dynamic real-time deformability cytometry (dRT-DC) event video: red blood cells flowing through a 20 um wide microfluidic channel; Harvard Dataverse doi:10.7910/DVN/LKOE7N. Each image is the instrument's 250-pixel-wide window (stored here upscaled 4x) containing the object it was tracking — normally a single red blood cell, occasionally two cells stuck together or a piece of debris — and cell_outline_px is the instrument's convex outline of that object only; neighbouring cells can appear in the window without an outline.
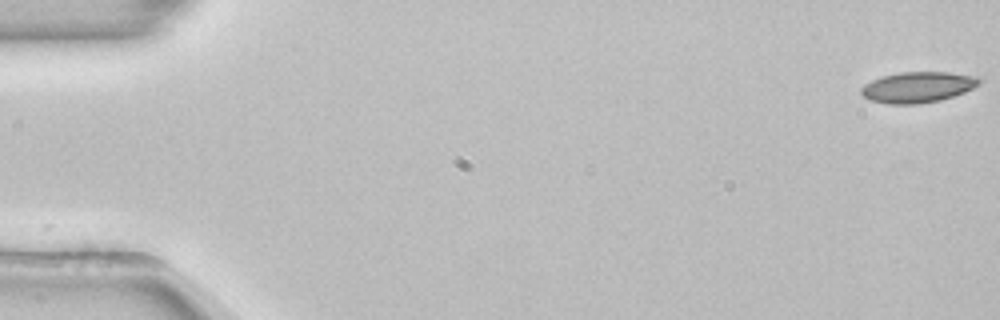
{"species": "common noctule bat (a hibernating species)", "species_latin": "Nyctalus noctula", "temperature_condition": "room temperature", "stored_images_in_passage": 53, "camera_frame_rate_fps": 3000, "um_per_image_px": 0.085, "animal": {"sex": "female", "body_mass_g": 22.7, "forearm_length_mm": 54.2}, "frame": {"image": 1, "passage_image": 1, "time_ms": 0.0, "image_size_px": [1000, 320], "cell_outline_px": [[980, 84], [964, 92], [940, 100], [916, 104], [888, 104], [868, 100], [860, 92], [860, 88], [864, 84], [872, 80], [884, 76], [900, 72], [948, 72], [976, 76], [980, 80]], "centroid_in_image_um": [77.98, 7.41], "position_along_channel_um": 7.0, "area_um2": 21.1}}
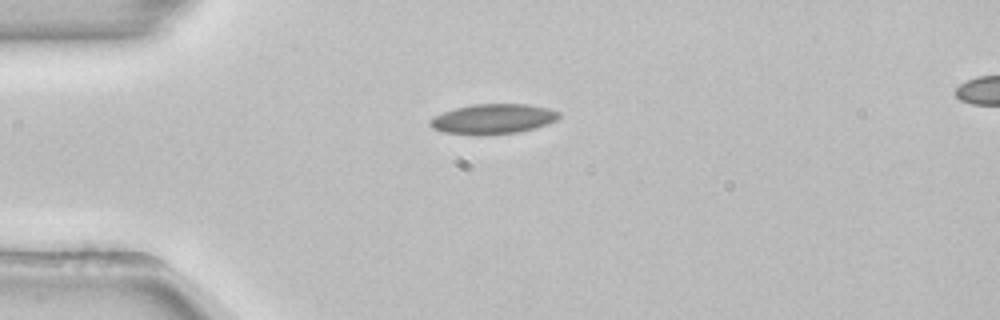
{"frame": {"image": 2, "passage_image": 14, "time_ms": 4.333, "image_size_px": [1000, 320], "cell_outline_px": [[560, 116], [556, 120], [548, 124], [536, 128], [520, 132], [484, 136], [480, 136], [444, 132], [432, 128], [428, 124], [428, 120], [444, 112], [456, 108], [476, 104], [528, 104], [548, 108], [560, 112]], "centroid_in_image_um": [41.93, 10.13], "position_along_channel_um": 43.1, "area_um2": 22.77}}
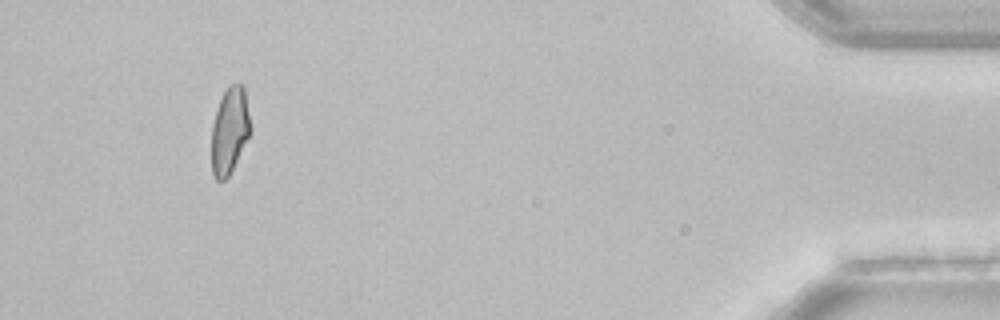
{"frame": {"image": 3, "passage_image": 50, "time_ms": 16.333, "image_size_px": [1000, 320], "cell_outline_px": [[252, 132], [228, 176], [224, 180], [216, 180], [212, 172], [212, 124], [216, 108], [228, 84], [244, 84], [252, 128]], "centroid_in_image_um": [19.54, 11.06], "position_along_channel_um": 415.7, "area_um2": 19.83}, "authors_computed_cell_mechanics": {"area_um2": 21.097, "velocity_mm_per_s": 3.8831, "shape_relaxation_time_tau1_ms": 5.692, "shape_relaxation_time_tau2_ms": 4.8967, "deformation_change_tau1": 0.1268, "deformation_change_tau2": 0.0778}}